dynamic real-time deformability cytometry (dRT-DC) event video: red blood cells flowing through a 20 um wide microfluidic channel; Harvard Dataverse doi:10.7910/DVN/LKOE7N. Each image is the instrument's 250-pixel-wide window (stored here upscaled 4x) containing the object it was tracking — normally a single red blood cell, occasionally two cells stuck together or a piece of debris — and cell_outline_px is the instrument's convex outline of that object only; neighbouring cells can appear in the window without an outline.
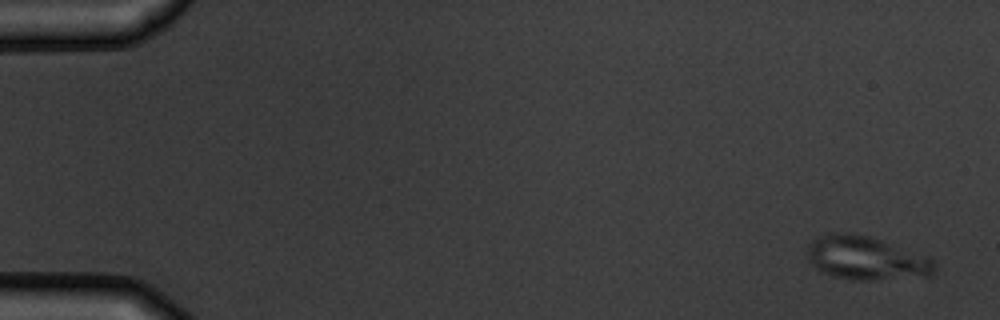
{"species": "common noctule bat (a hibernating species)", "species_latin": "Nyctalus noctula", "temperature_condition": "warm", "stored_images_in_passage": 6, "camera_frame_rate_fps": 3000, "um_per_image_px": 0.085, "animal": {"sex": "male", "body_mass_g": 19.5, "forearm_length_mm": 54.6}, "frame": {"image": 1, "passage_image": 1, "time_ms": 0.0, "image_size_px": [1000, 320], "cell_outline_px": [[936, 272], [932, 276], [872, 280], [848, 280], [832, 276], [816, 268], [808, 260], [808, 248], [812, 240], [820, 236], [832, 232], [848, 232], [868, 236], [880, 240], [932, 260], [936, 264]], "centroid_in_image_um": [73.59, 21.96], "position_along_channel_um": 11.4, "area_um2": 31.96}}